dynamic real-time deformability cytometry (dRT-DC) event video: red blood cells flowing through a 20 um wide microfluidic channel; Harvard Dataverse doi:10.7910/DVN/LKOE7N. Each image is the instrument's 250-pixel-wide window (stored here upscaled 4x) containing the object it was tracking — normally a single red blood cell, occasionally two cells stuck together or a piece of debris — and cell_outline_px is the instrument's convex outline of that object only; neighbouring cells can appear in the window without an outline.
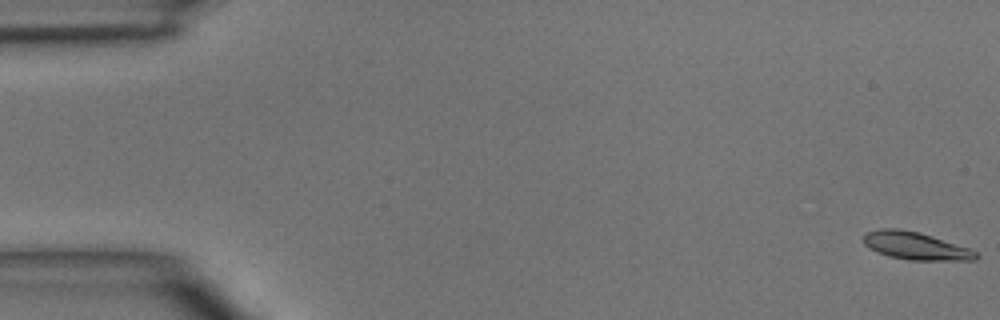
{"species": "common noctule bat (a hibernating species)", "species_latin": "Nyctalus noctula", "temperature_condition": "room temperature", "stored_images_in_passage": 6, "camera_frame_rate_fps": 3000, "um_per_image_px": 0.085, "animal": {"sex": "male", "body_mass_g": 15.6}, "frame": {"image": 1, "passage_image": 1, "time_ms": 0.0, "image_size_px": [1000, 320], "cell_outline_px": [[980, 256], [976, 260], [908, 260], [888, 256], [868, 248], [864, 244], [864, 236], [868, 232], [880, 228], [900, 228], [920, 232], [968, 248], [976, 252]], "centroid_in_image_um": [77.81, 20.9], "position_along_channel_um": 7.2, "area_um2": 18.09}}
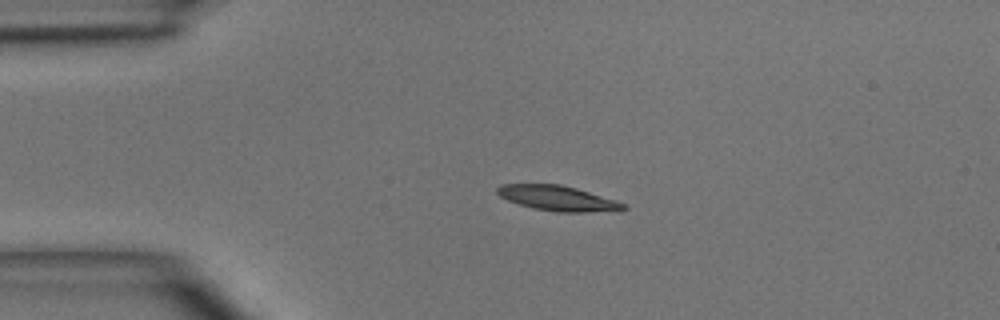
{"frame": {"image": 2, "passage_image": 4, "time_ms": 3.333, "image_size_px": [1000, 320], "cell_outline_px": [[628, 208], [584, 212], [556, 212], [532, 208], [508, 200], [500, 196], [496, 192], [496, 188], [500, 184], [560, 184], [576, 188], [616, 200], [624, 204]], "centroid_in_image_um": [47.34, 16.83], "position_along_channel_um": 37.7, "area_um2": 18.15}}
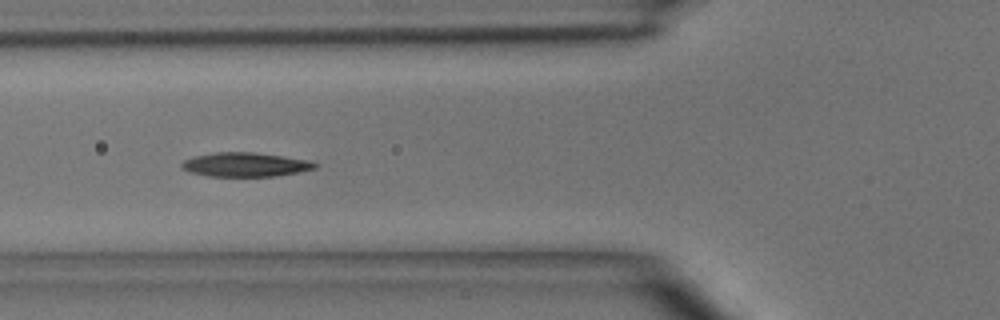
{"frame": {"image": 3, "passage_image": 6, "time_ms": 5.667, "image_size_px": [1000, 320], "cell_outline_px": [[320, 164], [316, 168], [276, 176], [208, 176], [192, 172], [180, 168], [180, 164], [184, 160], [196, 156], [216, 152], [252, 152], [312, 160]], "centroid_in_image_um": [20.88, 13.99], "position_along_channel_um": 104.9, "area_um2": 18.67}}